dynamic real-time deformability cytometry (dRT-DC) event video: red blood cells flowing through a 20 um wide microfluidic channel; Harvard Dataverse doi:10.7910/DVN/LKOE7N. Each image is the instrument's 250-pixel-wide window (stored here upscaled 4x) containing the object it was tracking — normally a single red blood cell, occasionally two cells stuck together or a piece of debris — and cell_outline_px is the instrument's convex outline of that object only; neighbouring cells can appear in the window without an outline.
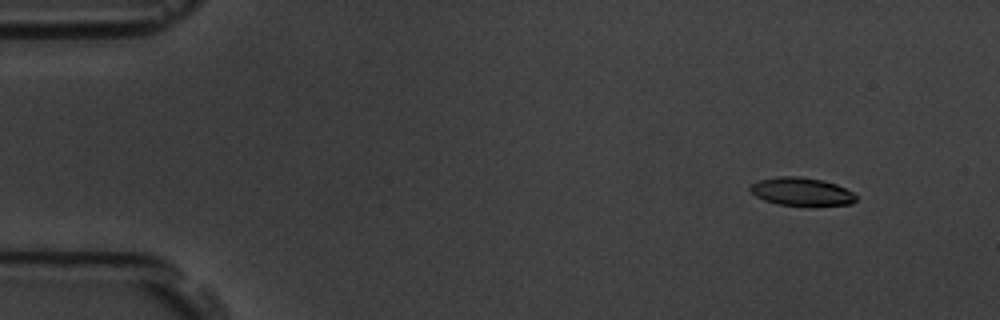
{"species": "common noctule bat (a hibernating species)", "species_latin": "Nyctalus noctula", "temperature_condition": "room temperature", "stored_images_in_passage": 4, "camera_frame_rate_fps": 3000, "um_per_image_px": 0.085, "animal": {"sex": "male", "body_mass_g": 19.5, "forearm_length_mm": 54.6}, "frame": {"image": 1, "passage_image": 1, "time_ms": 0.0, "image_size_px": [1000, 320], "cell_outline_px": [[856, 200], [852, 204], [776, 204], [764, 200], [756, 196], [748, 188], [752, 184], [760, 180], [780, 176], [800, 176], [824, 180], [836, 184], [852, 192], [856, 196]], "centroid_in_image_um": [68.11, 16.26], "position_along_channel_um": 16.9, "area_um2": 16.88}}
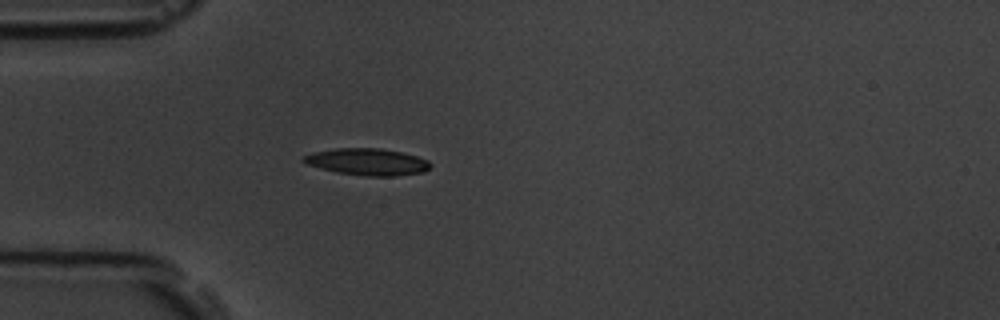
{"frame": {"image": 2, "passage_image": 4, "time_ms": 3.667, "image_size_px": [1000, 320], "cell_outline_px": [[432, 164], [424, 172], [396, 176], [364, 176], [340, 172], [304, 164], [300, 160], [300, 156], [312, 152], [336, 148], [380, 148], [400, 152], [416, 156], [428, 160]], "centroid_in_image_um": [31.18, 13.75], "position_along_channel_um": 53.8, "area_um2": 19.88}}